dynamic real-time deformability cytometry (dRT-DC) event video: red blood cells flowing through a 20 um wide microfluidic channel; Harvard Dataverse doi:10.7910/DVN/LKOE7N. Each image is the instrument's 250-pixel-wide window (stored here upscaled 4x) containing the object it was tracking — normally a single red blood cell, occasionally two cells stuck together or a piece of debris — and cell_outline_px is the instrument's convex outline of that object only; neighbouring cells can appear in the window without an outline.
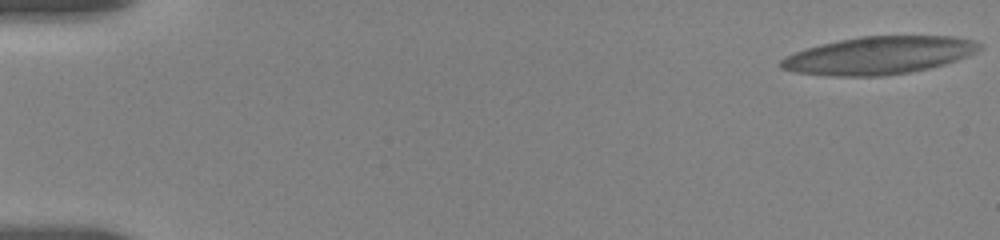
{"species": "human", "species_latin": "Homo sapiens", "temperature_condition": "room temperature", "stored_images_in_passage": 98, "camera_frame_rate_fps": 3000, "um_per_image_px": 0.085, "donor": {"sex": "female"}, "frame": {"image": 1, "passage_image": 1, "time_ms": 0.0, "image_size_px": [1000, 240], "cell_outline_px": [[984, 48], [976, 52], [956, 60], [944, 64], [928, 68], [908, 72], [880, 76], [836, 76], [792, 72], [780, 68], [780, 60], [784, 56], [808, 48], [840, 40], [864, 36], [952, 36], [972, 40], [984, 44]], "centroid_in_image_um": [74.73, 4.71], "position_along_channel_um": 10.3, "area_um2": 43.35}}
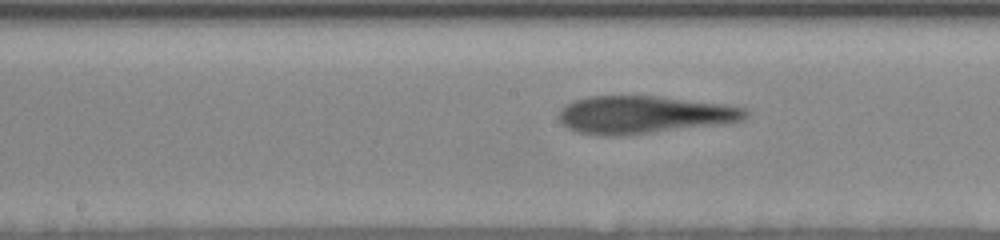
{"frame": {"image": 2, "passage_image": 46, "time_ms": 9.667, "image_size_px": [1000, 240], "cell_outline_px": [[748, 112], [740, 120], [620, 136], [600, 136], [576, 132], [560, 124], [560, 108], [576, 100], [588, 96], [652, 96], [716, 104], [744, 108]], "centroid_in_image_um": [54.53, 9.76], "position_along_channel_um": 193.7, "area_um2": 39.59}}
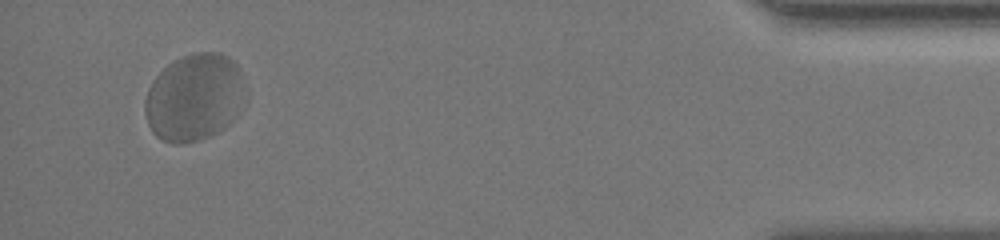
{"frame": {"image": 3, "passage_image": 96, "time_ms": 18.0, "image_size_px": [1000, 240], "cell_outline_px": [[248, 100], [244, 108], [228, 124], [216, 132], [200, 140], [184, 144], [176, 144], [164, 140], [156, 136], [152, 132], [148, 124], [144, 112], [144, 100], [148, 88], [152, 80], [168, 64], [184, 56], [196, 52], [220, 52], [228, 56], [236, 64], [240, 72], [248, 92]], "centroid_in_image_um": [16.56, 8.28], "position_along_channel_um": 418.6, "area_um2": 51.85}, "authors_computed_cell_mechanics": {"area_um2": 42.2229, "velocity_mm_per_s": 3.4696, "shape_relaxation_time_tau1_ms": 3.643, "shape_relaxation_time_tau2_ms": 0.9194, "deformation_change_tau1": 0.1287, "deformation_change_tau2": 0.0696}}